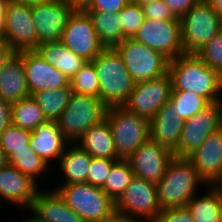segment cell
<instances>
[{"label": "cell", "instance_id": "33", "mask_svg": "<svg viewBox=\"0 0 222 222\" xmlns=\"http://www.w3.org/2000/svg\"><path fill=\"white\" fill-rule=\"evenodd\" d=\"M170 101L183 121L188 120L210 103L202 96L186 91H171Z\"/></svg>", "mask_w": 222, "mask_h": 222}, {"label": "cell", "instance_id": "52", "mask_svg": "<svg viewBox=\"0 0 222 222\" xmlns=\"http://www.w3.org/2000/svg\"><path fill=\"white\" fill-rule=\"evenodd\" d=\"M134 3H137L139 4L140 6L144 5V4H147V3H150V2H154V1H157V0H130Z\"/></svg>", "mask_w": 222, "mask_h": 222}, {"label": "cell", "instance_id": "24", "mask_svg": "<svg viewBox=\"0 0 222 222\" xmlns=\"http://www.w3.org/2000/svg\"><path fill=\"white\" fill-rule=\"evenodd\" d=\"M91 157L119 160L111 128L106 119L89 128L77 141Z\"/></svg>", "mask_w": 222, "mask_h": 222}, {"label": "cell", "instance_id": "49", "mask_svg": "<svg viewBox=\"0 0 222 222\" xmlns=\"http://www.w3.org/2000/svg\"><path fill=\"white\" fill-rule=\"evenodd\" d=\"M8 164L7 155L0 149V168L6 167Z\"/></svg>", "mask_w": 222, "mask_h": 222}, {"label": "cell", "instance_id": "30", "mask_svg": "<svg viewBox=\"0 0 222 222\" xmlns=\"http://www.w3.org/2000/svg\"><path fill=\"white\" fill-rule=\"evenodd\" d=\"M46 121L43 111L32 96L12 104V124L31 132Z\"/></svg>", "mask_w": 222, "mask_h": 222}, {"label": "cell", "instance_id": "8", "mask_svg": "<svg viewBox=\"0 0 222 222\" xmlns=\"http://www.w3.org/2000/svg\"><path fill=\"white\" fill-rule=\"evenodd\" d=\"M115 49L135 83L159 78L168 73L170 60L134 39H124Z\"/></svg>", "mask_w": 222, "mask_h": 222}, {"label": "cell", "instance_id": "38", "mask_svg": "<svg viewBox=\"0 0 222 222\" xmlns=\"http://www.w3.org/2000/svg\"><path fill=\"white\" fill-rule=\"evenodd\" d=\"M116 161L114 159L92 157L87 183L101 188Z\"/></svg>", "mask_w": 222, "mask_h": 222}, {"label": "cell", "instance_id": "44", "mask_svg": "<svg viewBox=\"0 0 222 222\" xmlns=\"http://www.w3.org/2000/svg\"><path fill=\"white\" fill-rule=\"evenodd\" d=\"M17 51L6 41L0 43V71Z\"/></svg>", "mask_w": 222, "mask_h": 222}, {"label": "cell", "instance_id": "27", "mask_svg": "<svg viewBox=\"0 0 222 222\" xmlns=\"http://www.w3.org/2000/svg\"><path fill=\"white\" fill-rule=\"evenodd\" d=\"M195 222H220L222 209V190L211 185L207 193L201 197L194 195L187 203Z\"/></svg>", "mask_w": 222, "mask_h": 222}, {"label": "cell", "instance_id": "14", "mask_svg": "<svg viewBox=\"0 0 222 222\" xmlns=\"http://www.w3.org/2000/svg\"><path fill=\"white\" fill-rule=\"evenodd\" d=\"M37 31V46L61 39L74 8L66 0H49L31 7Z\"/></svg>", "mask_w": 222, "mask_h": 222}, {"label": "cell", "instance_id": "50", "mask_svg": "<svg viewBox=\"0 0 222 222\" xmlns=\"http://www.w3.org/2000/svg\"><path fill=\"white\" fill-rule=\"evenodd\" d=\"M4 15H0V43L4 42Z\"/></svg>", "mask_w": 222, "mask_h": 222}, {"label": "cell", "instance_id": "19", "mask_svg": "<svg viewBox=\"0 0 222 222\" xmlns=\"http://www.w3.org/2000/svg\"><path fill=\"white\" fill-rule=\"evenodd\" d=\"M38 184L11 165L0 168V198L15 206L32 207Z\"/></svg>", "mask_w": 222, "mask_h": 222}, {"label": "cell", "instance_id": "35", "mask_svg": "<svg viewBox=\"0 0 222 222\" xmlns=\"http://www.w3.org/2000/svg\"><path fill=\"white\" fill-rule=\"evenodd\" d=\"M31 132L11 124L0 134V149L9 158L16 151L32 150L29 145Z\"/></svg>", "mask_w": 222, "mask_h": 222}, {"label": "cell", "instance_id": "39", "mask_svg": "<svg viewBox=\"0 0 222 222\" xmlns=\"http://www.w3.org/2000/svg\"><path fill=\"white\" fill-rule=\"evenodd\" d=\"M144 18L155 20H180L163 0L142 5Z\"/></svg>", "mask_w": 222, "mask_h": 222}, {"label": "cell", "instance_id": "3", "mask_svg": "<svg viewBox=\"0 0 222 222\" xmlns=\"http://www.w3.org/2000/svg\"><path fill=\"white\" fill-rule=\"evenodd\" d=\"M100 89L99 99L107 106H122L129 98L135 81L115 48H105L93 61Z\"/></svg>", "mask_w": 222, "mask_h": 222}, {"label": "cell", "instance_id": "4", "mask_svg": "<svg viewBox=\"0 0 222 222\" xmlns=\"http://www.w3.org/2000/svg\"><path fill=\"white\" fill-rule=\"evenodd\" d=\"M105 119L110 125L120 159H128L150 138L149 120L123 106L107 107Z\"/></svg>", "mask_w": 222, "mask_h": 222}, {"label": "cell", "instance_id": "13", "mask_svg": "<svg viewBox=\"0 0 222 222\" xmlns=\"http://www.w3.org/2000/svg\"><path fill=\"white\" fill-rule=\"evenodd\" d=\"M171 91L172 82L167 73L159 78L136 83L129 98L122 106L150 121L170 100Z\"/></svg>", "mask_w": 222, "mask_h": 222}, {"label": "cell", "instance_id": "18", "mask_svg": "<svg viewBox=\"0 0 222 222\" xmlns=\"http://www.w3.org/2000/svg\"><path fill=\"white\" fill-rule=\"evenodd\" d=\"M187 158L207 186L217 185L222 179V127L209 135Z\"/></svg>", "mask_w": 222, "mask_h": 222}, {"label": "cell", "instance_id": "6", "mask_svg": "<svg viewBox=\"0 0 222 222\" xmlns=\"http://www.w3.org/2000/svg\"><path fill=\"white\" fill-rule=\"evenodd\" d=\"M56 190L85 222H100L115 211V202L100 187L87 182L60 185Z\"/></svg>", "mask_w": 222, "mask_h": 222}, {"label": "cell", "instance_id": "42", "mask_svg": "<svg viewBox=\"0 0 222 222\" xmlns=\"http://www.w3.org/2000/svg\"><path fill=\"white\" fill-rule=\"evenodd\" d=\"M199 1L201 0H163L166 6L170 8L178 18H181Z\"/></svg>", "mask_w": 222, "mask_h": 222}, {"label": "cell", "instance_id": "26", "mask_svg": "<svg viewBox=\"0 0 222 222\" xmlns=\"http://www.w3.org/2000/svg\"><path fill=\"white\" fill-rule=\"evenodd\" d=\"M69 146L59 160L60 169L65 175L62 185L85 183L92 157L78 143H69Z\"/></svg>", "mask_w": 222, "mask_h": 222}, {"label": "cell", "instance_id": "45", "mask_svg": "<svg viewBox=\"0 0 222 222\" xmlns=\"http://www.w3.org/2000/svg\"><path fill=\"white\" fill-rule=\"evenodd\" d=\"M100 222H143L140 219H134L128 215L117 212L116 210Z\"/></svg>", "mask_w": 222, "mask_h": 222}, {"label": "cell", "instance_id": "55", "mask_svg": "<svg viewBox=\"0 0 222 222\" xmlns=\"http://www.w3.org/2000/svg\"><path fill=\"white\" fill-rule=\"evenodd\" d=\"M217 186L222 190V179L218 182Z\"/></svg>", "mask_w": 222, "mask_h": 222}, {"label": "cell", "instance_id": "17", "mask_svg": "<svg viewBox=\"0 0 222 222\" xmlns=\"http://www.w3.org/2000/svg\"><path fill=\"white\" fill-rule=\"evenodd\" d=\"M173 157L174 155L169 149L149 138L127 160L135 177L157 184L165 174L166 167Z\"/></svg>", "mask_w": 222, "mask_h": 222}, {"label": "cell", "instance_id": "51", "mask_svg": "<svg viewBox=\"0 0 222 222\" xmlns=\"http://www.w3.org/2000/svg\"><path fill=\"white\" fill-rule=\"evenodd\" d=\"M9 0H0V15H5Z\"/></svg>", "mask_w": 222, "mask_h": 222}, {"label": "cell", "instance_id": "48", "mask_svg": "<svg viewBox=\"0 0 222 222\" xmlns=\"http://www.w3.org/2000/svg\"><path fill=\"white\" fill-rule=\"evenodd\" d=\"M208 1L222 19V0H208Z\"/></svg>", "mask_w": 222, "mask_h": 222}, {"label": "cell", "instance_id": "10", "mask_svg": "<svg viewBox=\"0 0 222 222\" xmlns=\"http://www.w3.org/2000/svg\"><path fill=\"white\" fill-rule=\"evenodd\" d=\"M60 41L87 62H92L105 49L89 13L83 9H74L70 14Z\"/></svg>", "mask_w": 222, "mask_h": 222}, {"label": "cell", "instance_id": "31", "mask_svg": "<svg viewBox=\"0 0 222 222\" xmlns=\"http://www.w3.org/2000/svg\"><path fill=\"white\" fill-rule=\"evenodd\" d=\"M134 173L127 159H119L112 166L101 189L116 202L134 178Z\"/></svg>", "mask_w": 222, "mask_h": 222}, {"label": "cell", "instance_id": "20", "mask_svg": "<svg viewBox=\"0 0 222 222\" xmlns=\"http://www.w3.org/2000/svg\"><path fill=\"white\" fill-rule=\"evenodd\" d=\"M69 143L59 128L58 121L49 120L31 131L29 141L30 148L33 152L48 166L53 159H61L65 149L69 147Z\"/></svg>", "mask_w": 222, "mask_h": 222}, {"label": "cell", "instance_id": "56", "mask_svg": "<svg viewBox=\"0 0 222 222\" xmlns=\"http://www.w3.org/2000/svg\"><path fill=\"white\" fill-rule=\"evenodd\" d=\"M220 222H222V209H221Z\"/></svg>", "mask_w": 222, "mask_h": 222}, {"label": "cell", "instance_id": "37", "mask_svg": "<svg viewBox=\"0 0 222 222\" xmlns=\"http://www.w3.org/2000/svg\"><path fill=\"white\" fill-rule=\"evenodd\" d=\"M196 55L222 76V29L208 43L204 44Z\"/></svg>", "mask_w": 222, "mask_h": 222}, {"label": "cell", "instance_id": "22", "mask_svg": "<svg viewBox=\"0 0 222 222\" xmlns=\"http://www.w3.org/2000/svg\"><path fill=\"white\" fill-rule=\"evenodd\" d=\"M30 211L40 222H85L66 205L56 187L51 191L38 190Z\"/></svg>", "mask_w": 222, "mask_h": 222}, {"label": "cell", "instance_id": "25", "mask_svg": "<svg viewBox=\"0 0 222 222\" xmlns=\"http://www.w3.org/2000/svg\"><path fill=\"white\" fill-rule=\"evenodd\" d=\"M35 50L49 64L70 80L87 62L74 54L60 40L38 45Z\"/></svg>", "mask_w": 222, "mask_h": 222}, {"label": "cell", "instance_id": "12", "mask_svg": "<svg viewBox=\"0 0 222 222\" xmlns=\"http://www.w3.org/2000/svg\"><path fill=\"white\" fill-rule=\"evenodd\" d=\"M221 128V108L219 101L210 103L197 114L184 121L179 145L173 152L176 157H188L207 139Z\"/></svg>", "mask_w": 222, "mask_h": 222}, {"label": "cell", "instance_id": "5", "mask_svg": "<svg viewBox=\"0 0 222 222\" xmlns=\"http://www.w3.org/2000/svg\"><path fill=\"white\" fill-rule=\"evenodd\" d=\"M180 21L184 54H196L222 29V19L208 0L195 3Z\"/></svg>", "mask_w": 222, "mask_h": 222}, {"label": "cell", "instance_id": "36", "mask_svg": "<svg viewBox=\"0 0 222 222\" xmlns=\"http://www.w3.org/2000/svg\"><path fill=\"white\" fill-rule=\"evenodd\" d=\"M120 16L124 39H133L145 19L142 6L130 1L120 11Z\"/></svg>", "mask_w": 222, "mask_h": 222}, {"label": "cell", "instance_id": "28", "mask_svg": "<svg viewBox=\"0 0 222 222\" xmlns=\"http://www.w3.org/2000/svg\"><path fill=\"white\" fill-rule=\"evenodd\" d=\"M87 12L92 19L99 41L105 48H115L124 40L120 12Z\"/></svg>", "mask_w": 222, "mask_h": 222}, {"label": "cell", "instance_id": "32", "mask_svg": "<svg viewBox=\"0 0 222 222\" xmlns=\"http://www.w3.org/2000/svg\"><path fill=\"white\" fill-rule=\"evenodd\" d=\"M8 163L17 168L22 174L30 177L37 183V178L46 174L48 165L33 152V150L16 151L8 158Z\"/></svg>", "mask_w": 222, "mask_h": 222}, {"label": "cell", "instance_id": "54", "mask_svg": "<svg viewBox=\"0 0 222 222\" xmlns=\"http://www.w3.org/2000/svg\"><path fill=\"white\" fill-rule=\"evenodd\" d=\"M220 108H221V127H222V99L219 101Z\"/></svg>", "mask_w": 222, "mask_h": 222}, {"label": "cell", "instance_id": "21", "mask_svg": "<svg viewBox=\"0 0 222 222\" xmlns=\"http://www.w3.org/2000/svg\"><path fill=\"white\" fill-rule=\"evenodd\" d=\"M183 124V119L177 116L174 105L169 100L149 121L150 139L173 153L179 145Z\"/></svg>", "mask_w": 222, "mask_h": 222}, {"label": "cell", "instance_id": "11", "mask_svg": "<svg viewBox=\"0 0 222 222\" xmlns=\"http://www.w3.org/2000/svg\"><path fill=\"white\" fill-rule=\"evenodd\" d=\"M133 39L152 50L162 53L169 60L184 54L181 43L180 20L145 18Z\"/></svg>", "mask_w": 222, "mask_h": 222}, {"label": "cell", "instance_id": "43", "mask_svg": "<svg viewBox=\"0 0 222 222\" xmlns=\"http://www.w3.org/2000/svg\"><path fill=\"white\" fill-rule=\"evenodd\" d=\"M12 124V103L0 98V134Z\"/></svg>", "mask_w": 222, "mask_h": 222}, {"label": "cell", "instance_id": "41", "mask_svg": "<svg viewBox=\"0 0 222 222\" xmlns=\"http://www.w3.org/2000/svg\"><path fill=\"white\" fill-rule=\"evenodd\" d=\"M130 0H91L83 9L85 11L120 12Z\"/></svg>", "mask_w": 222, "mask_h": 222}, {"label": "cell", "instance_id": "29", "mask_svg": "<svg viewBox=\"0 0 222 222\" xmlns=\"http://www.w3.org/2000/svg\"><path fill=\"white\" fill-rule=\"evenodd\" d=\"M73 91L70 86L36 92L34 98L45 118L49 121H58L64 109L68 106Z\"/></svg>", "mask_w": 222, "mask_h": 222}, {"label": "cell", "instance_id": "2", "mask_svg": "<svg viewBox=\"0 0 222 222\" xmlns=\"http://www.w3.org/2000/svg\"><path fill=\"white\" fill-rule=\"evenodd\" d=\"M202 183L206 186L187 157L174 156L168 163L162 179L156 184L161 209L187 206Z\"/></svg>", "mask_w": 222, "mask_h": 222}, {"label": "cell", "instance_id": "16", "mask_svg": "<svg viewBox=\"0 0 222 222\" xmlns=\"http://www.w3.org/2000/svg\"><path fill=\"white\" fill-rule=\"evenodd\" d=\"M22 61L30 96L43 90H55L70 86L68 77L45 61L35 49L23 50Z\"/></svg>", "mask_w": 222, "mask_h": 222}, {"label": "cell", "instance_id": "9", "mask_svg": "<svg viewBox=\"0 0 222 222\" xmlns=\"http://www.w3.org/2000/svg\"><path fill=\"white\" fill-rule=\"evenodd\" d=\"M115 210L143 222H155L162 210L158 201L157 185L135 177L115 202Z\"/></svg>", "mask_w": 222, "mask_h": 222}, {"label": "cell", "instance_id": "23", "mask_svg": "<svg viewBox=\"0 0 222 222\" xmlns=\"http://www.w3.org/2000/svg\"><path fill=\"white\" fill-rule=\"evenodd\" d=\"M28 96L22 51H19L0 71V98L13 104Z\"/></svg>", "mask_w": 222, "mask_h": 222}, {"label": "cell", "instance_id": "34", "mask_svg": "<svg viewBox=\"0 0 222 222\" xmlns=\"http://www.w3.org/2000/svg\"><path fill=\"white\" fill-rule=\"evenodd\" d=\"M70 87L73 93L100 97L99 81L92 62H86L70 79Z\"/></svg>", "mask_w": 222, "mask_h": 222}, {"label": "cell", "instance_id": "40", "mask_svg": "<svg viewBox=\"0 0 222 222\" xmlns=\"http://www.w3.org/2000/svg\"><path fill=\"white\" fill-rule=\"evenodd\" d=\"M155 222H195L186 206L162 209Z\"/></svg>", "mask_w": 222, "mask_h": 222}, {"label": "cell", "instance_id": "7", "mask_svg": "<svg viewBox=\"0 0 222 222\" xmlns=\"http://www.w3.org/2000/svg\"><path fill=\"white\" fill-rule=\"evenodd\" d=\"M106 110L99 98L73 93L58 120L59 128L70 143H77L89 128L105 119Z\"/></svg>", "mask_w": 222, "mask_h": 222}, {"label": "cell", "instance_id": "53", "mask_svg": "<svg viewBox=\"0 0 222 222\" xmlns=\"http://www.w3.org/2000/svg\"><path fill=\"white\" fill-rule=\"evenodd\" d=\"M22 222H40V221H38L34 216H31L30 218H28Z\"/></svg>", "mask_w": 222, "mask_h": 222}, {"label": "cell", "instance_id": "15", "mask_svg": "<svg viewBox=\"0 0 222 222\" xmlns=\"http://www.w3.org/2000/svg\"><path fill=\"white\" fill-rule=\"evenodd\" d=\"M4 40L17 52L37 47L31 6L8 2L4 15Z\"/></svg>", "mask_w": 222, "mask_h": 222}, {"label": "cell", "instance_id": "1", "mask_svg": "<svg viewBox=\"0 0 222 222\" xmlns=\"http://www.w3.org/2000/svg\"><path fill=\"white\" fill-rule=\"evenodd\" d=\"M168 74L172 82V91L195 93L209 103L222 99V76L196 54H182L170 60Z\"/></svg>", "mask_w": 222, "mask_h": 222}, {"label": "cell", "instance_id": "46", "mask_svg": "<svg viewBox=\"0 0 222 222\" xmlns=\"http://www.w3.org/2000/svg\"><path fill=\"white\" fill-rule=\"evenodd\" d=\"M74 9H84L91 0H66Z\"/></svg>", "mask_w": 222, "mask_h": 222}, {"label": "cell", "instance_id": "47", "mask_svg": "<svg viewBox=\"0 0 222 222\" xmlns=\"http://www.w3.org/2000/svg\"><path fill=\"white\" fill-rule=\"evenodd\" d=\"M9 1L13 2V3L24 4V5L32 7L34 5H38L40 3H44V2H47L49 0H9Z\"/></svg>", "mask_w": 222, "mask_h": 222}]
</instances>
